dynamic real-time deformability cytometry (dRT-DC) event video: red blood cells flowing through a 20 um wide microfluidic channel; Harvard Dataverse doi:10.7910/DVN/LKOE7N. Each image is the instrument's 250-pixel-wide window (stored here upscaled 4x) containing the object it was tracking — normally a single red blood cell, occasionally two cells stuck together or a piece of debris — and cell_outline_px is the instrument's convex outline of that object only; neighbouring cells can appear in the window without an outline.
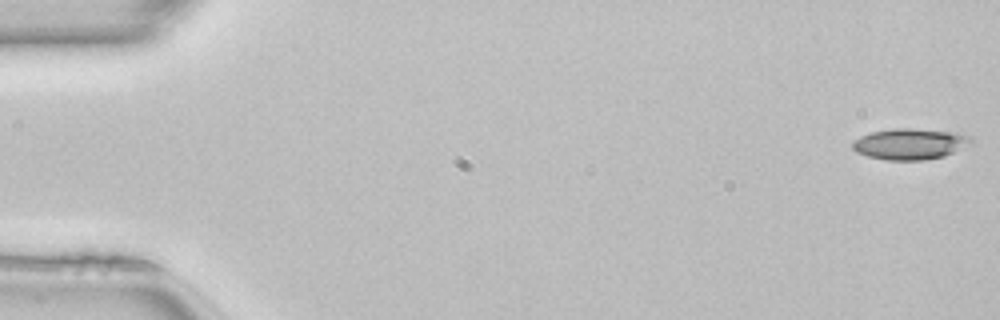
{"species": "common noctule bat (a hibernating species)", "species_latin": "Nyctalus noctula", "temperature_condition": "room temperature", "stored_images_in_passage": 50, "camera_frame_rate_fps": 3000, "um_per_image_px": 0.085, "animal": {"sex": "female", "body_mass_g": 22.7, "forearm_length_mm": 54.2}, "frame": {"image": 1, "passage_image": 1, "time_ms": 0.0, "image_size_px": [1000, 320], "cell_outline_px": [[972, 144], [944, 156], [924, 160], [884, 160], [868, 156], [856, 152], [852, 148], [852, 140], [860, 136], [872, 132], [896, 128], [916, 128], [956, 132], [968, 136], [972, 140]], "centroid_in_image_um": [77.33, 12.23], "position_along_channel_um": 7.7, "area_um2": 21.56}}
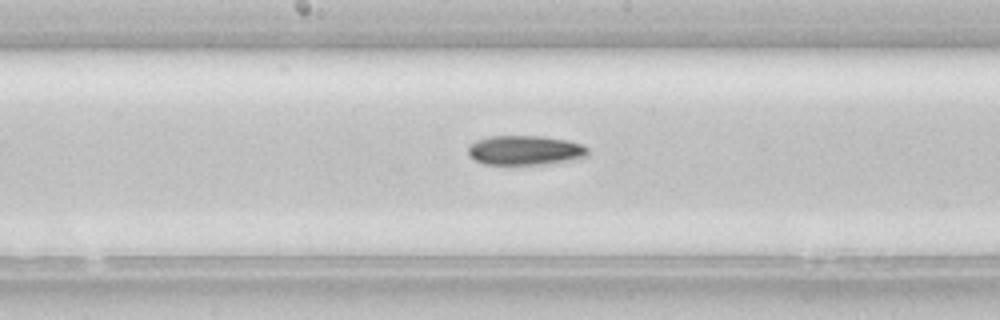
{"frame": {"image": 2, "passage_image": 26, "time_ms": 8.333, "image_size_px": [1000, 320], "cell_outline_px": [[588, 156], [580, 160], [544, 164], [484, 164], [468, 156], [468, 144], [476, 140], [488, 136], [540, 136], [564, 140], [580, 144], [588, 148]], "centroid_in_image_um": [44.63, 12.78], "position_along_channel_um": 203.6, "area_um2": 20.81}}
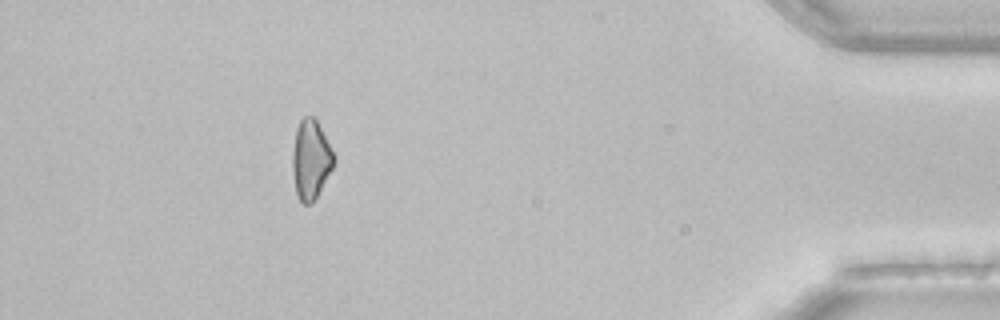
{"frame": {"image": 3, "passage_image": 45, "time_ms": 14.667, "image_size_px": [1000, 320], "cell_outline_px": [[332, 168], [312, 204], [304, 204], [300, 200], [296, 192], [292, 172], [292, 152], [296, 128], [300, 120], [304, 116], [316, 116], [332, 152]], "centroid_in_image_um": [26.37, 13.53], "position_along_channel_um": 408.8, "area_um2": 18.84}}